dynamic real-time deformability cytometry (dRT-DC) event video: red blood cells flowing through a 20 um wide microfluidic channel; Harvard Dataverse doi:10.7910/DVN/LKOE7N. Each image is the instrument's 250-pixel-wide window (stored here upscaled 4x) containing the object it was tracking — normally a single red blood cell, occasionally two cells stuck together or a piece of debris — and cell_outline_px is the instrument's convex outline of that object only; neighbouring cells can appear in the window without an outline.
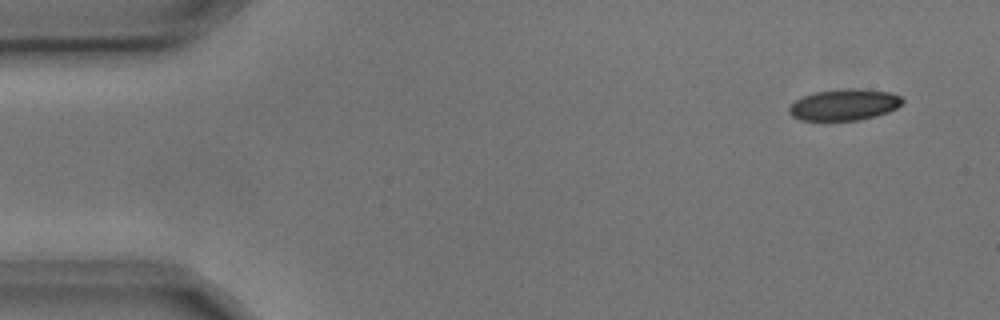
{"species": "common noctule bat (a hibernating species)", "species_latin": "Nyctalus noctula", "temperature_condition": "cold", "stored_images_in_passage": 5, "camera_frame_rate_fps": 3000, "um_per_image_px": 0.085, "animal": {"sex": "male", "body_mass_g": 17.9, "forearm_length_mm": 54.2}, "frame": {"image": 1, "passage_image": 1, "time_ms": 0.0, "image_size_px": [1000, 320], "cell_outline_px": [[904, 104], [888, 112], [876, 116], [860, 120], [800, 120], [792, 116], [788, 112], [788, 108], [796, 100], [804, 96], [816, 92], [844, 88], [856, 88], [892, 92], [900, 96], [904, 100]], "centroid_in_image_um": [71.8, 8.9], "position_along_channel_um": 13.2, "area_um2": 20.81}}
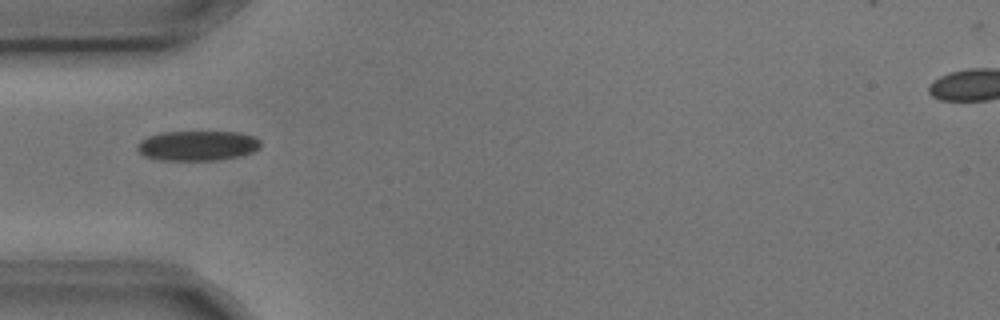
{"frame": {"image": 2, "passage_image": 4, "time_ms": 1.0, "image_size_px": [1000, 320], "cell_outline_px": [[260, 148], [252, 152], [240, 156], [216, 160], [160, 160], [144, 156], [136, 148], [136, 144], [140, 140], [148, 136], [160, 132], [240, 132], [256, 136], [260, 140]], "centroid_in_image_um": [16.79, 12.37], "position_along_channel_um": 68.2, "area_um2": 21.73}}